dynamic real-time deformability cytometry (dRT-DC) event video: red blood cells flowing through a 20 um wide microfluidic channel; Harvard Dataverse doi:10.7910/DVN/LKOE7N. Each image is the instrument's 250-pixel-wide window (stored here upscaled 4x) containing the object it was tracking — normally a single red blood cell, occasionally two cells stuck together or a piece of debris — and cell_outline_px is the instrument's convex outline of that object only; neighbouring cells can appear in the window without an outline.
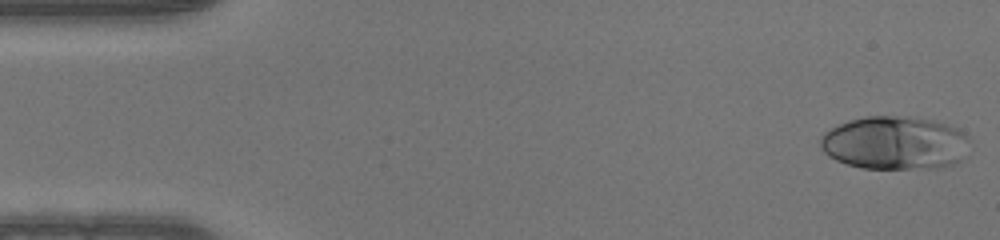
{"species": "human", "species_latin": "Homo sapiens", "temperature_condition": "warm", "stored_images_in_passage": 49, "camera_frame_rate_fps": 3000, "um_per_image_px": 0.085, "donor": {"sex": "male"}, "frame": {"image": 1, "passage_image": 1, "time_ms": 0.0, "image_size_px": [1000, 240], "cell_outline_px": [[968, 140], [960, 160], [956, 164], [940, 168], [864, 168], [848, 164], [836, 160], [828, 156], [820, 148], [820, 140], [824, 132], [848, 120], [868, 116], [908, 116], [932, 120], [956, 128], [964, 132], [968, 136]], "centroid_in_image_um": [76.03, 12.15], "position_along_channel_um": 9.0, "area_um2": 46.24}}
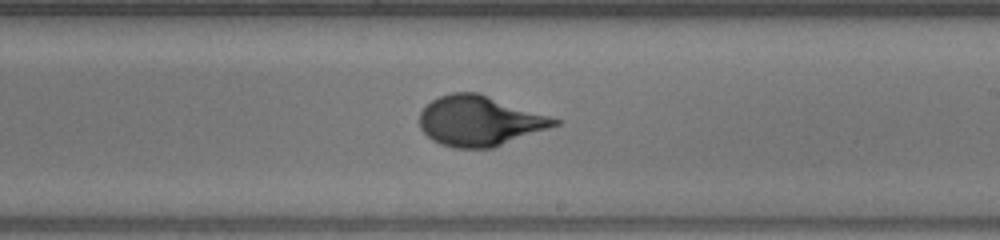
{"frame": {"image": 2, "passage_image": 28, "time_ms": 9.0, "image_size_px": [1000, 240], "cell_outline_px": [[560, 124], [492, 148], [452, 148], [440, 144], [432, 140], [420, 128], [420, 112], [432, 100], [440, 96], [452, 92], [480, 92], [560, 120]], "centroid_in_image_um": [40.74, 10.27], "position_along_channel_um": 248.3, "area_um2": 39.19}}
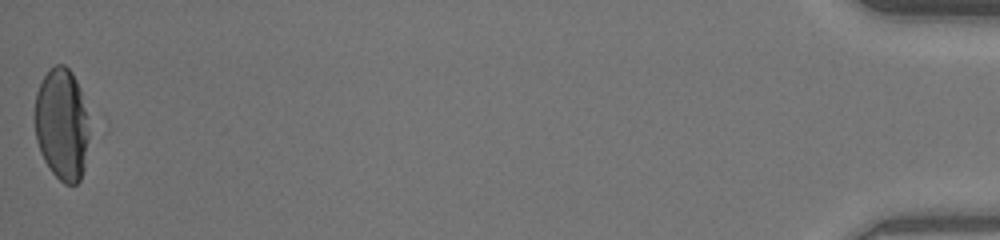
{"frame": {"image": 3, "passage_image": 49, "time_ms": 16.0, "image_size_px": [1000, 240], "cell_outline_px": [[88, 140], [84, 168], [80, 180], [76, 184], [64, 184], [52, 172], [44, 160], [40, 152], [36, 140], [36, 92], [44, 76], [56, 64], [64, 64], [72, 72], [76, 80], [80, 92], [84, 108], [88, 132]], "centroid_in_image_um": [5.25, 10.6], "position_along_channel_um": 430.0, "area_um2": 34.85}}